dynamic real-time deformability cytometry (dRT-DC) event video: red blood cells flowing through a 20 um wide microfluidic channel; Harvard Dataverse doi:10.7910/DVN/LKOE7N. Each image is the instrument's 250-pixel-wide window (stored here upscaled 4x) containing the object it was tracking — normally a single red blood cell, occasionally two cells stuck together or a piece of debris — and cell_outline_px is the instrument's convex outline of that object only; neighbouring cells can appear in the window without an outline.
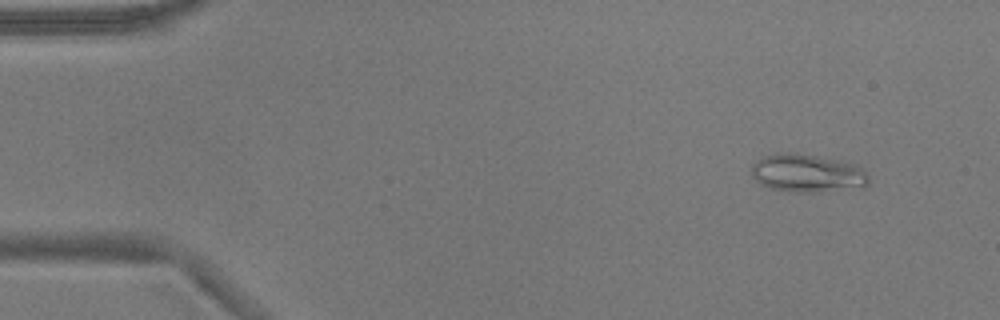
{"species": "common noctule bat (a hibernating species)", "species_latin": "Nyctalus noctula", "temperature_condition": "warm", "stored_images_in_passage": 53, "camera_frame_rate_fps": 3000, "um_per_image_px": 0.085, "animal": {"sex": "male", "body_mass_g": 17.9}, "frame": {"image": 1, "passage_image": 5, "time_ms": 1.333, "image_size_px": [1000, 320], "cell_outline_px": [[868, 184], [864, 188], [816, 192], [796, 192], [768, 188], [760, 184], [752, 176], [752, 164], [756, 160], [764, 156], [776, 152], [788, 152], [844, 160], [856, 164], [864, 168], [868, 176]], "centroid_in_image_um": [68.65, 14.72], "position_along_channel_um": 16.3, "area_um2": 26.53}}
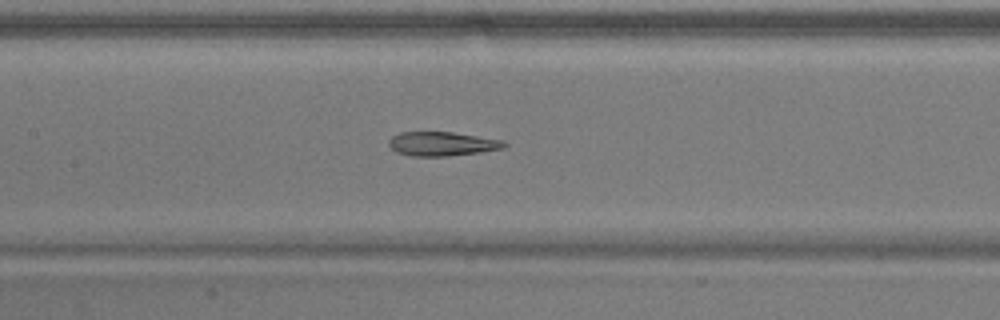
{"frame": {"image": 2, "passage_image": 25, "time_ms": 8.0, "image_size_px": [1000, 320], "cell_outline_px": [[508, 144], [504, 148], [480, 152], [448, 156], [412, 156], [396, 152], [388, 144], [388, 140], [392, 136], [400, 132], [452, 132], [504, 140]], "centroid_in_image_um": [37.58, 12.22], "position_along_channel_um": 169.8, "area_um2": 16.24}}
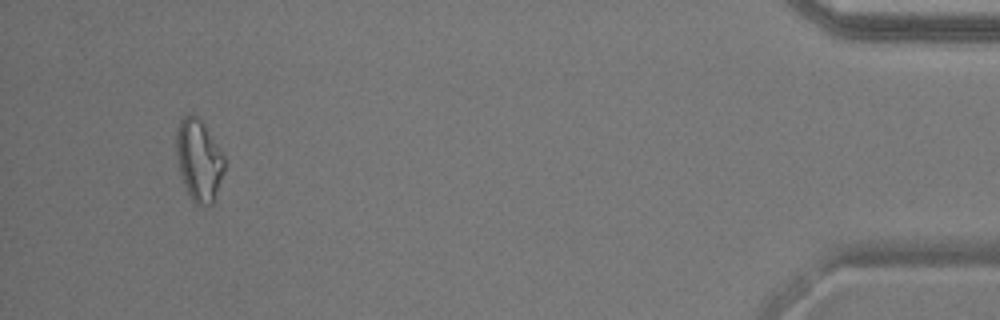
{"frame": {"image": 3, "passage_image": 50, "time_ms": 16.333, "image_size_px": [1000, 320], "cell_outline_px": [[224, 172], [212, 204], [204, 208], [196, 204], [192, 200], [184, 184], [180, 172], [176, 156], [176, 128], [180, 120], [188, 112], [192, 112], [204, 124], [224, 156]], "centroid_in_image_um": [16.89, 13.6], "position_along_channel_um": 418.3, "area_um2": 22.95}, "authors_computed_cell_mechanics": {"area_um2": 20.0566, "velocity_mm_per_s": 3.8305, "shape_relaxation_time_tau1_ms": null, "shape_relaxation_time_tau2_ms": 4.9708, "deformation_change_tau1": null, "deformation_change_tau2": 0.1081}}